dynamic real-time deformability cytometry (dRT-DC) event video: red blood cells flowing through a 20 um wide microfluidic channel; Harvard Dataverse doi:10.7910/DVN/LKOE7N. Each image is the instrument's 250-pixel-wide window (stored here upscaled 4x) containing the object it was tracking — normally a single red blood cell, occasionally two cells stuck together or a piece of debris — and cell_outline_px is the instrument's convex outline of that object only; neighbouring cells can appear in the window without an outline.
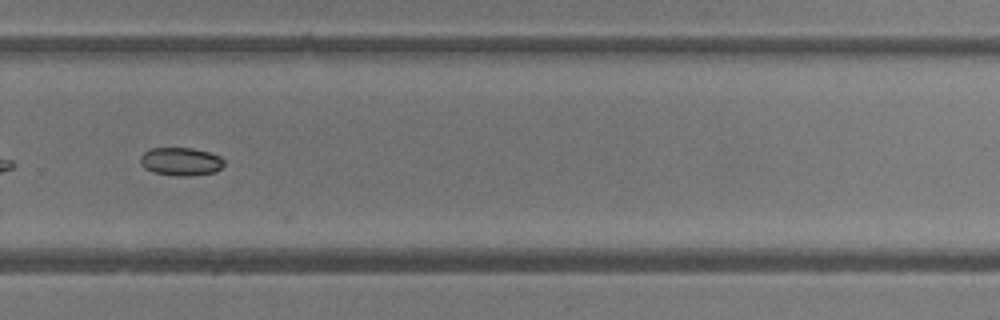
{"species": "common noctule bat (a hibernating species)", "species_latin": "Nyctalus noctula", "temperature_condition": "room temperature", "stored_images_in_passage": 26, "camera_frame_rate_fps": 3000, "um_per_image_px": 0.085, "animal": {"sex": "female"}, "frame": {"image": 1, "passage_image": 22, "time_ms": 7.0, "image_size_px": [1000, 320], "cell_outline_px": [[224, 164], [216, 172], [184, 176], [156, 172], [144, 168], [140, 164], [140, 156], [144, 152], [152, 148], [192, 148], [208, 152], [220, 156], [224, 160]], "centroid_in_image_um": [15.37, 13.71], "position_along_channel_um": 314.4, "area_um2": 13.53}}
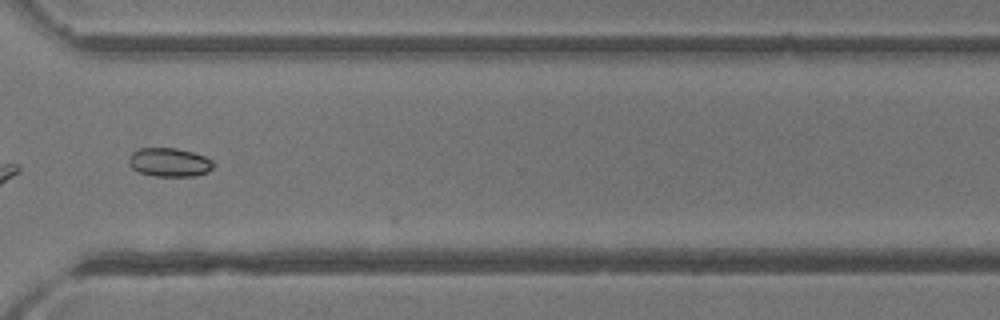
{"frame": {"image": 2, "passage_image": 25, "time_ms": 8.0, "image_size_px": [1000, 320], "cell_outline_px": [[212, 168], [208, 172], [196, 176], [156, 176], [140, 172], [132, 168], [128, 164], [128, 156], [132, 152], [140, 148], [176, 148], [192, 152], [204, 156], [212, 160]], "centroid_in_image_um": [14.37, 13.79], "position_along_channel_um": 356.2, "area_um2": 14.16}}